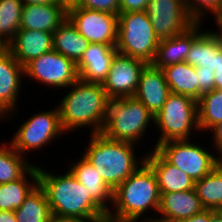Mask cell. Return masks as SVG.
I'll use <instances>...</instances> for the list:
<instances>
[{"mask_svg":"<svg viewBox=\"0 0 222 222\" xmlns=\"http://www.w3.org/2000/svg\"><path fill=\"white\" fill-rule=\"evenodd\" d=\"M24 77L56 88H68L79 79L76 64L57 51H50L33 59L24 67Z\"/></svg>","mask_w":222,"mask_h":222,"instance_id":"cell-11","label":"cell"},{"mask_svg":"<svg viewBox=\"0 0 222 222\" xmlns=\"http://www.w3.org/2000/svg\"><path fill=\"white\" fill-rule=\"evenodd\" d=\"M159 42L146 11L119 13L115 46L118 53L151 64Z\"/></svg>","mask_w":222,"mask_h":222,"instance_id":"cell-6","label":"cell"},{"mask_svg":"<svg viewBox=\"0 0 222 222\" xmlns=\"http://www.w3.org/2000/svg\"><path fill=\"white\" fill-rule=\"evenodd\" d=\"M217 14H222V3H221L220 9Z\"/></svg>","mask_w":222,"mask_h":222,"instance_id":"cell-45","label":"cell"},{"mask_svg":"<svg viewBox=\"0 0 222 222\" xmlns=\"http://www.w3.org/2000/svg\"><path fill=\"white\" fill-rule=\"evenodd\" d=\"M63 1H66L67 3H71V2H74L75 0H63Z\"/></svg>","mask_w":222,"mask_h":222,"instance_id":"cell-47","label":"cell"},{"mask_svg":"<svg viewBox=\"0 0 222 222\" xmlns=\"http://www.w3.org/2000/svg\"><path fill=\"white\" fill-rule=\"evenodd\" d=\"M214 21L215 23L218 25L217 27H219V32L217 31V33L220 35V37L222 38V14H216L214 16Z\"/></svg>","mask_w":222,"mask_h":222,"instance_id":"cell-43","label":"cell"},{"mask_svg":"<svg viewBox=\"0 0 222 222\" xmlns=\"http://www.w3.org/2000/svg\"><path fill=\"white\" fill-rule=\"evenodd\" d=\"M196 75L198 76L199 98L202 94L214 90V72L202 70V67H197Z\"/></svg>","mask_w":222,"mask_h":222,"instance_id":"cell-34","label":"cell"},{"mask_svg":"<svg viewBox=\"0 0 222 222\" xmlns=\"http://www.w3.org/2000/svg\"><path fill=\"white\" fill-rule=\"evenodd\" d=\"M170 93L163 70L147 64L140 74L134 97L155 116L162 109Z\"/></svg>","mask_w":222,"mask_h":222,"instance_id":"cell-17","label":"cell"},{"mask_svg":"<svg viewBox=\"0 0 222 222\" xmlns=\"http://www.w3.org/2000/svg\"><path fill=\"white\" fill-rule=\"evenodd\" d=\"M22 7L21 0H0V43L5 47L19 30Z\"/></svg>","mask_w":222,"mask_h":222,"instance_id":"cell-31","label":"cell"},{"mask_svg":"<svg viewBox=\"0 0 222 222\" xmlns=\"http://www.w3.org/2000/svg\"><path fill=\"white\" fill-rule=\"evenodd\" d=\"M26 157L19 154L7 143L0 145V184L20 179L32 166Z\"/></svg>","mask_w":222,"mask_h":222,"instance_id":"cell-29","label":"cell"},{"mask_svg":"<svg viewBox=\"0 0 222 222\" xmlns=\"http://www.w3.org/2000/svg\"><path fill=\"white\" fill-rule=\"evenodd\" d=\"M17 222H47L52 216L44 189L39 183L26 196L19 209L14 211Z\"/></svg>","mask_w":222,"mask_h":222,"instance_id":"cell-27","label":"cell"},{"mask_svg":"<svg viewBox=\"0 0 222 222\" xmlns=\"http://www.w3.org/2000/svg\"><path fill=\"white\" fill-rule=\"evenodd\" d=\"M184 3L188 13L196 22H204L206 13H212L213 16L218 13L222 0H184Z\"/></svg>","mask_w":222,"mask_h":222,"instance_id":"cell-32","label":"cell"},{"mask_svg":"<svg viewBox=\"0 0 222 222\" xmlns=\"http://www.w3.org/2000/svg\"><path fill=\"white\" fill-rule=\"evenodd\" d=\"M162 70L171 93L199 99L198 76L195 67L187 62H181L164 67Z\"/></svg>","mask_w":222,"mask_h":222,"instance_id":"cell-26","label":"cell"},{"mask_svg":"<svg viewBox=\"0 0 222 222\" xmlns=\"http://www.w3.org/2000/svg\"><path fill=\"white\" fill-rule=\"evenodd\" d=\"M176 222H209V209H204L190 218L181 219Z\"/></svg>","mask_w":222,"mask_h":222,"instance_id":"cell-37","label":"cell"},{"mask_svg":"<svg viewBox=\"0 0 222 222\" xmlns=\"http://www.w3.org/2000/svg\"><path fill=\"white\" fill-rule=\"evenodd\" d=\"M6 47L5 46H3L1 43H0V52L3 50V49H5Z\"/></svg>","mask_w":222,"mask_h":222,"instance_id":"cell-46","label":"cell"},{"mask_svg":"<svg viewBox=\"0 0 222 222\" xmlns=\"http://www.w3.org/2000/svg\"><path fill=\"white\" fill-rule=\"evenodd\" d=\"M47 222H79L75 219H71V218H65V217H58L55 215H52Z\"/></svg>","mask_w":222,"mask_h":222,"instance_id":"cell-41","label":"cell"},{"mask_svg":"<svg viewBox=\"0 0 222 222\" xmlns=\"http://www.w3.org/2000/svg\"><path fill=\"white\" fill-rule=\"evenodd\" d=\"M117 53L115 46L90 43L76 64L79 79L88 83L102 84Z\"/></svg>","mask_w":222,"mask_h":222,"instance_id":"cell-18","label":"cell"},{"mask_svg":"<svg viewBox=\"0 0 222 222\" xmlns=\"http://www.w3.org/2000/svg\"><path fill=\"white\" fill-rule=\"evenodd\" d=\"M147 63L141 59L117 53L102 87L110 99L134 97L139 78Z\"/></svg>","mask_w":222,"mask_h":222,"instance_id":"cell-13","label":"cell"},{"mask_svg":"<svg viewBox=\"0 0 222 222\" xmlns=\"http://www.w3.org/2000/svg\"><path fill=\"white\" fill-rule=\"evenodd\" d=\"M190 141L191 139L170 140L159 144L155 149L170 164L196 182L209 174L219 164V159L200 144Z\"/></svg>","mask_w":222,"mask_h":222,"instance_id":"cell-8","label":"cell"},{"mask_svg":"<svg viewBox=\"0 0 222 222\" xmlns=\"http://www.w3.org/2000/svg\"><path fill=\"white\" fill-rule=\"evenodd\" d=\"M89 141L82 156L113 191L145 162V156L136 158L134 143L111 140L102 133L91 134Z\"/></svg>","mask_w":222,"mask_h":222,"instance_id":"cell-4","label":"cell"},{"mask_svg":"<svg viewBox=\"0 0 222 222\" xmlns=\"http://www.w3.org/2000/svg\"><path fill=\"white\" fill-rule=\"evenodd\" d=\"M160 195L159 218L146 217L143 222H176L190 218L205 209L195 189L160 193Z\"/></svg>","mask_w":222,"mask_h":222,"instance_id":"cell-15","label":"cell"},{"mask_svg":"<svg viewBox=\"0 0 222 222\" xmlns=\"http://www.w3.org/2000/svg\"><path fill=\"white\" fill-rule=\"evenodd\" d=\"M29 176L32 181H29ZM38 184V167L34 164L20 179L0 184V210L15 211Z\"/></svg>","mask_w":222,"mask_h":222,"instance_id":"cell-25","label":"cell"},{"mask_svg":"<svg viewBox=\"0 0 222 222\" xmlns=\"http://www.w3.org/2000/svg\"><path fill=\"white\" fill-rule=\"evenodd\" d=\"M77 7L97 10L109 14L119 15V0H75L73 2Z\"/></svg>","mask_w":222,"mask_h":222,"instance_id":"cell-33","label":"cell"},{"mask_svg":"<svg viewBox=\"0 0 222 222\" xmlns=\"http://www.w3.org/2000/svg\"><path fill=\"white\" fill-rule=\"evenodd\" d=\"M57 104L65 132L91 127L90 134L101 133L107 118L110 98L101 83L78 79Z\"/></svg>","mask_w":222,"mask_h":222,"instance_id":"cell-2","label":"cell"},{"mask_svg":"<svg viewBox=\"0 0 222 222\" xmlns=\"http://www.w3.org/2000/svg\"><path fill=\"white\" fill-rule=\"evenodd\" d=\"M23 5L28 4H68L63 0H21Z\"/></svg>","mask_w":222,"mask_h":222,"instance_id":"cell-38","label":"cell"},{"mask_svg":"<svg viewBox=\"0 0 222 222\" xmlns=\"http://www.w3.org/2000/svg\"><path fill=\"white\" fill-rule=\"evenodd\" d=\"M209 222H222V218L215 210L209 209Z\"/></svg>","mask_w":222,"mask_h":222,"instance_id":"cell-42","label":"cell"},{"mask_svg":"<svg viewBox=\"0 0 222 222\" xmlns=\"http://www.w3.org/2000/svg\"><path fill=\"white\" fill-rule=\"evenodd\" d=\"M89 44L68 18L53 32V50L75 64L80 61Z\"/></svg>","mask_w":222,"mask_h":222,"instance_id":"cell-24","label":"cell"},{"mask_svg":"<svg viewBox=\"0 0 222 222\" xmlns=\"http://www.w3.org/2000/svg\"><path fill=\"white\" fill-rule=\"evenodd\" d=\"M150 0H119L120 12L145 11Z\"/></svg>","mask_w":222,"mask_h":222,"instance_id":"cell-35","label":"cell"},{"mask_svg":"<svg viewBox=\"0 0 222 222\" xmlns=\"http://www.w3.org/2000/svg\"><path fill=\"white\" fill-rule=\"evenodd\" d=\"M216 212L221 216V218H222V206H220L217 210H216Z\"/></svg>","mask_w":222,"mask_h":222,"instance_id":"cell-44","label":"cell"},{"mask_svg":"<svg viewBox=\"0 0 222 222\" xmlns=\"http://www.w3.org/2000/svg\"><path fill=\"white\" fill-rule=\"evenodd\" d=\"M24 67L5 48L0 52V119L16 111ZM7 116V117H6Z\"/></svg>","mask_w":222,"mask_h":222,"instance_id":"cell-14","label":"cell"},{"mask_svg":"<svg viewBox=\"0 0 222 222\" xmlns=\"http://www.w3.org/2000/svg\"><path fill=\"white\" fill-rule=\"evenodd\" d=\"M0 222H17L14 211H1Z\"/></svg>","mask_w":222,"mask_h":222,"instance_id":"cell-39","label":"cell"},{"mask_svg":"<svg viewBox=\"0 0 222 222\" xmlns=\"http://www.w3.org/2000/svg\"><path fill=\"white\" fill-rule=\"evenodd\" d=\"M212 130V131H211ZM212 133V142L213 143V147H215V152H217V158L219 160L222 159V122L218 123L217 125H215L214 127H212L210 129ZM217 150V151H216ZM220 154V155H219Z\"/></svg>","mask_w":222,"mask_h":222,"instance_id":"cell-36","label":"cell"},{"mask_svg":"<svg viewBox=\"0 0 222 222\" xmlns=\"http://www.w3.org/2000/svg\"><path fill=\"white\" fill-rule=\"evenodd\" d=\"M198 125L202 131L210 130L222 122V89L204 93L197 100Z\"/></svg>","mask_w":222,"mask_h":222,"instance_id":"cell-30","label":"cell"},{"mask_svg":"<svg viewBox=\"0 0 222 222\" xmlns=\"http://www.w3.org/2000/svg\"><path fill=\"white\" fill-rule=\"evenodd\" d=\"M153 123L161 133L153 148L170 140L190 139L192 130L200 131L197 100L170 93L162 109L154 116Z\"/></svg>","mask_w":222,"mask_h":222,"instance_id":"cell-7","label":"cell"},{"mask_svg":"<svg viewBox=\"0 0 222 222\" xmlns=\"http://www.w3.org/2000/svg\"><path fill=\"white\" fill-rule=\"evenodd\" d=\"M145 11L159 40L184 33L196 23L184 0H150Z\"/></svg>","mask_w":222,"mask_h":222,"instance_id":"cell-12","label":"cell"},{"mask_svg":"<svg viewBox=\"0 0 222 222\" xmlns=\"http://www.w3.org/2000/svg\"><path fill=\"white\" fill-rule=\"evenodd\" d=\"M67 18L90 43L116 46L118 15L77 7L71 2Z\"/></svg>","mask_w":222,"mask_h":222,"instance_id":"cell-10","label":"cell"},{"mask_svg":"<svg viewBox=\"0 0 222 222\" xmlns=\"http://www.w3.org/2000/svg\"><path fill=\"white\" fill-rule=\"evenodd\" d=\"M6 49L25 67L33 59L53 50V33L19 29Z\"/></svg>","mask_w":222,"mask_h":222,"instance_id":"cell-16","label":"cell"},{"mask_svg":"<svg viewBox=\"0 0 222 222\" xmlns=\"http://www.w3.org/2000/svg\"><path fill=\"white\" fill-rule=\"evenodd\" d=\"M68 4L23 5L19 29L53 33L67 19Z\"/></svg>","mask_w":222,"mask_h":222,"instance_id":"cell-19","label":"cell"},{"mask_svg":"<svg viewBox=\"0 0 222 222\" xmlns=\"http://www.w3.org/2000/svg\"><path fill=\"white\" fill-rule=\"evenodd\" d=\"M69 167L71 173L85 187L88 195L108 214L111 210L108 203L111 205L113 203V190L105 183L95 167L83 156Z\"/></svg>","mask_w":222,"mask_h":222,"instance_id":"cell-23","label":"cell"},{"mask_svg":"<svg viewBox=\"0 0 222 222\" xmlns=\"http://www.w3.org/2000/svg\"><path fill=\"white\" fill-rule=\"evenodd\" d=\"M152 121V113L135 97L110 99L101 133L111 140L138 144Z\"/></svg>","mask_w":222,"mask_h":222,"instance_id":"cell-5","label":"cell"},{"mask_svg":"<svg viewBox=\"0 0 222 222\" xmlns=\"http://www.w3.org/2000/svg\"><path fill=\"white\" fill-rule=\"evenodd\" d=\"M145 153V161L156 174L160 193L194 189L195 182L182 170L170 164L155 148Z\"/></svg>","mask_w":222,"mask_h":222,"instance_id":"cell-21","label":"cell"},{"mask_svg":"<svg viewBox=\"0 0 222 222\" xmlns=\"http://www.w3.org/2000/svg\"><path fill=\"white\" fill-rule=\"evenodd\" d=\"M160 197L156 174L145 161L113 191L107 222H138L147 209L159 211Z\"/></svg>","mask_w":222,"mask_h":222,"instance_id":"cell-3","label":"cell"},{"mask_svg":"<svg viewBox=\"0 0 222 222\" xmlns=\"http://www.w3.org/2000/svg\"><path fill=\"white\" fill-rule=\"evenodd\" d=\"M185 62L211 72L222 66V38L217 31L205 30L192 43Z\"/></svg>","mask_w":222,"mask_h":222,"instance_id":"cell-22","label":"cell"},{"mask_svg":"<svg viewBox=\"0 0 222 222\" xmlns=\"http://www.w3.org/2000/svg\"><path fill=\"white\" fill-rule=\"evenodd\" d=\"M194 189L205 209L216 211L222 206V165L219 163L209 174L196 181Z\"/></svg>","mask_w":222,"mask_h":222,"instance_id":"cell-28","label":"cell"},{"mask_svg":"<svg viewBox=\"0 0 222 222\" xmlns=\"http://www.w3.org/2000/svg\"><path fill=\"white\" fill-rule=\"evenodd\" d=\"M38 183L45 191L52 215L79 222H107V213L69 169L57 175L38 166Z\"/></svg>","mask_w":222,"mask_h":222,"instance_id":"cell-1","label":"cell"},{"mask_svg":"<svg viewBox=\"0 0 222 222\" xmlns=\"http://www.w3.org/2000/svg\"><path fill=\"white\" fill-rule=\"evenodd\" d=\"M214 89H222V66L214 71Z\"/></svg>","mask_w":222,"mask_h":222,"instance_id":"cell-40","label":"cell"},{"mask_svg":"<svg viewBox=\"0 0 222 222\" xmlns=\"http://www.w3.org/2000/svg\"><path fill=\"white\" fill-rule=\"evenodd\" d=\"M200 28L201 22H196L184 33L160 40L155 58L151 64L155 68L162 69L177 63L185 62L192 43L204 32L200 30Z\"/></svg>","mask_w":222,"mask_h":222,"instance_id":"cell-20","label":"cell"},{"mask_svg":"<svg viewBox=\"0 0 222 222\" xmlns=\"http://www.w3.org/2000/svg\"><path fill=\"white\" fill-rule=\"evenodd\" d=\"M10 143L22 156L32 150L43 149L58 136L66 133L60 121L58 106L53 110L41 111L29 117L17 129Z\"/></svg>","mask_w":222,"mask_h":222,"instance_id":"cell-9","label":"cell"}]
</instances>
